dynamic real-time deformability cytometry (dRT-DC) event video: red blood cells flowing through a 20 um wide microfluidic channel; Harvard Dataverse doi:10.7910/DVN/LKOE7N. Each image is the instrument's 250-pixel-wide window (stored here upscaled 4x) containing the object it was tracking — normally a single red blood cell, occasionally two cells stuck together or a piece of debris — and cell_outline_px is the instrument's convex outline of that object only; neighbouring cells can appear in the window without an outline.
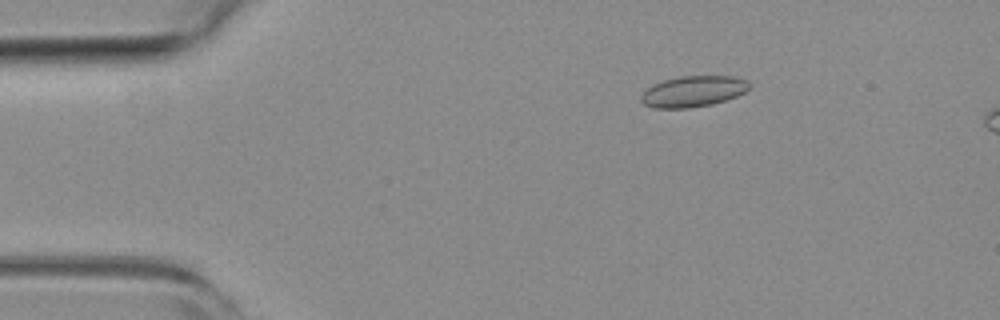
{"species": "common noctule bat (a hibernating species)", "species_latin": "Nyctalus noctula", "temperature_condition": "room temperature", "stored_images_in_passage": 10, "camera_frame_rate_fps": 3000, "um_per_image_px": 0.085, "animal": {"sex": "female", "body_mass_g": 19.3, "forearm_length_mm": 54.1}, "frame": {"image": 1, "passage_image": 5, "time_ms": 1.333, "image_size_px": [1000, 320], "cell_outline_px": [[752, 84], [744, 92], [736, 96], [712, 104], [688, 108], [652, 108], [644, 104], [640, 100], [640, 96], [652, 84], [664, 80], [680, 76], [732, 76], [748, 80]], "centroid_in_image_um": [58.91, 7.76], "position_along_channel_um": 26.1, "area_um2": 19.54}}